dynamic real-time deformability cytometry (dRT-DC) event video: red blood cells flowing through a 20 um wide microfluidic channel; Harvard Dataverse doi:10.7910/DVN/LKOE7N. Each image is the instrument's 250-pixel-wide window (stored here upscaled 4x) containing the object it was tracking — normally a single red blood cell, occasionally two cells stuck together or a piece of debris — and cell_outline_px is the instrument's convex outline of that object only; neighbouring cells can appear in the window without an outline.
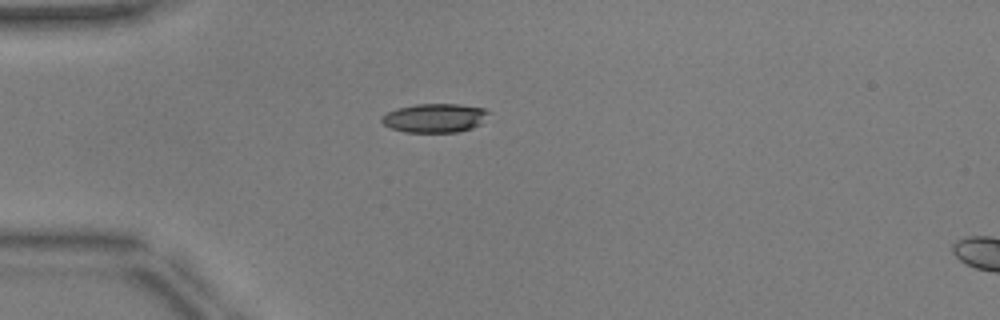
{"species": "common noctule bat (a hibernating species)", "species_latin": "Nyctalus noctula", "temperature_condition": "warm", "stored_images_in_passage": 38, "camera_frame_rate_fps": 3000, "um_per_image_px": 0.085, "animal": {"sex": "male", "body_mass_g": 17.9, "forearm_length_mm": 54.2}, "frame": {"image": 1, "passage_image": 1, "time_ms": 0.0, "image_size_px": [1000, 320], "cell_outline_px": [[492, 112], [480, 124], [472, 128], [456, 132], [404, 132], [392, 128], [384, 124], [380, 120], [380, 116], [396, 108], [416, 104], [460, 104], [484, 108]], "centroid_in_image_um": [36.97, 10.02], "position_along_channel_um": 48.0, "area_um2": 18.15}}
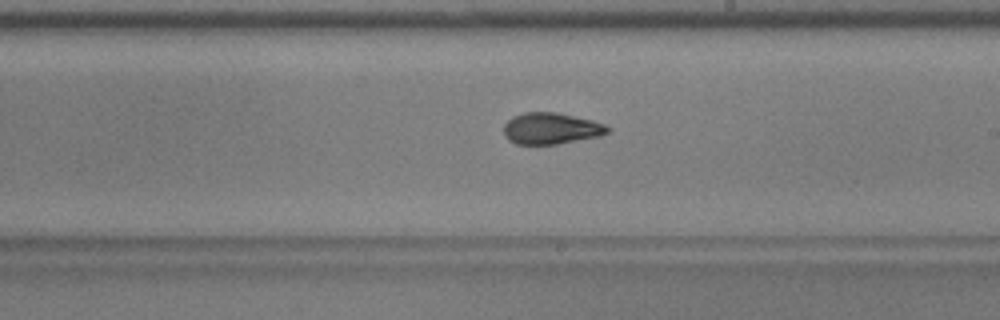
{"frame": {"image": 2, "passage_image": 17, "time_ms": 5.333, "image_size_px": [1000, 320], "cell_outline_px": [[612, 128], [608, 132], [600, 136], [556, 144], [516, 144], [508, 140], [504, 136], [504, 124], [512, 116], [524, 112], [556, 112], [592, 120], [604, 124]], "centroid_in_image_um": [46.82, 10.91], "position_along_channel_um": 242.2, "area_um2": 19.07}}
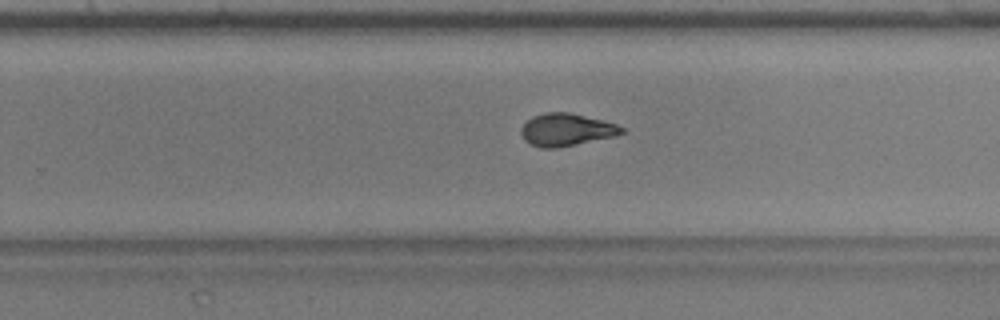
{"frame": {"image": 3, "passage_image": 20, "time_ms": 6.333, "image_size_px": [1000, 320], "cell_outline_px": [[624, 132], [616, 136], [556, 148], [540, 148], [524, 140], [520, 132], [520, 128], [532, 116], [544, 112], [568, 112], [604, 120], [616, 124], [624, 128]], "centroid_in_image_um": [48.13, 11.02], "position_along_channel_um": 281.7, "area_um2": 19.07}, "authors_computed_cell_mechanics": {"area_um2": 19.2185, "velocity_mm_per_s": 3.9622, "shape_relaxation_time_tau1_ms": 6.0917, "shape_relaxation_time_tau2_ms": 1.2736, "deformation_change_tau1": 0.1762, "deformation_change_tau2": 0.0728}}